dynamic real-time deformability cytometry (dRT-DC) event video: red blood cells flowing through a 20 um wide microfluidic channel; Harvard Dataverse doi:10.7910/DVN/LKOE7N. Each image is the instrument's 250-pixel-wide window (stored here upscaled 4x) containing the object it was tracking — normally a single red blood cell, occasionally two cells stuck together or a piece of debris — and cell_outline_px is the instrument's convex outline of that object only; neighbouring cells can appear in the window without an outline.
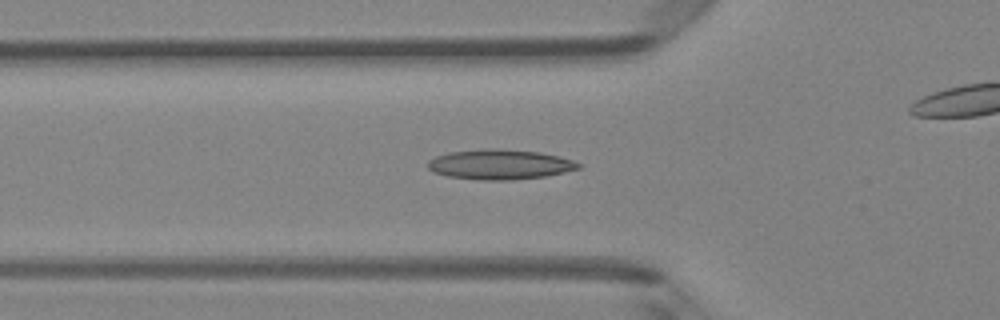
{"species": "Egyptian fruit bat (a non-hibernating species)", "species_latin": "Rousettus aegyptiacus", "temperature_condition": "room temperature", "stored_images_in_passage": 50, "camera_frame_rate_fps": 3000, "um_per_image_px": 0.085, "animal": {"sex": "female"}, "frame": {"image": 1, "passage_image": 17, "time_ms": 5.333, "image_size_px": [1000, 320], "cell_outline_px": [[580, 168], [564, 172], [544, 176], [512, 180], [480, 180], [448, 176], [432, 172], [428, 168], [428, 160], [436, 156], [448, 152], [488, 148], [540, 152], [560, 156], [572, 160], [580, 164]], "centroid_in_image_um": [42.46, 13.98], "position_along_channel_um": 83.3, "area_um2": 26.24}}
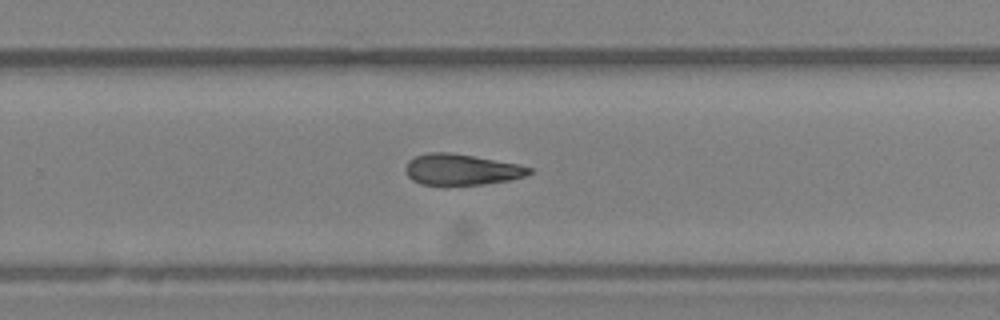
{"frame": {"image": 2, "passage_image": 32, "time_ms": 10.333, "image_size_px": [1000, 320], "cell_outline_px": [[532, 172], [524, 176], [508, 180], [484, 184], [420, 184], [412, 180], [408, 176], [404, 168], [408, 160], [416, 156], [428, 152], [448, 152], [520, 164], [532, 168]], "centroid_in_image_um": [39.2, 14.4], "position_along_channel_um": 290.6, "area_um2": 22.14}}
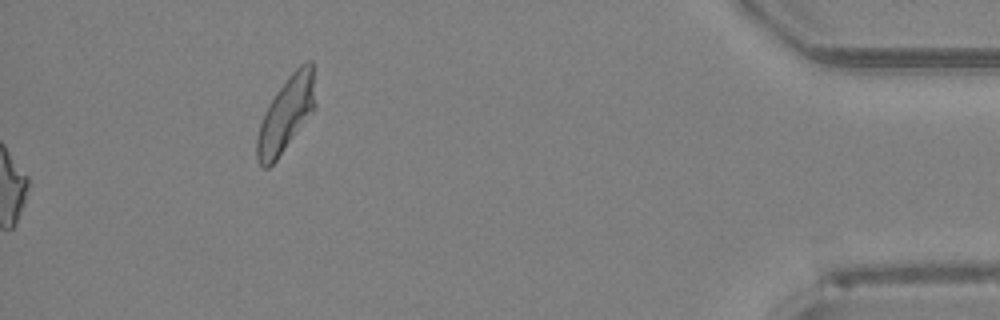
{"frame": {"image": 3, "passage_image": 50, "time_ms": 16.333, "image_size_px": [1000, 320], "cell_outline_px": [[316, 108], [276, 160], [268, 168], [264, 168], [260, 164], [256, 156], [256, 140], [260, 124], [264, 112], [268, 104], [276, 92], [288, 76], [300, 64], [308, 60], [312, 60], [316, 104]], "centroid_in_image_um": [24.32, 9.69], "position_along_channel_um": 410.9, "area_um2": 25.43}, "authors_computed_cell_mechanics": {"area_um2": 23.5535, "velocity_mm_per_s": 4.1623, "shape_relaxation_time_tau1_ms": null, "shape_relaxation_time_tau2_ms": 7.5164, "deformation_change_tau1": null, "deformation_change_tau2": 0.191}}